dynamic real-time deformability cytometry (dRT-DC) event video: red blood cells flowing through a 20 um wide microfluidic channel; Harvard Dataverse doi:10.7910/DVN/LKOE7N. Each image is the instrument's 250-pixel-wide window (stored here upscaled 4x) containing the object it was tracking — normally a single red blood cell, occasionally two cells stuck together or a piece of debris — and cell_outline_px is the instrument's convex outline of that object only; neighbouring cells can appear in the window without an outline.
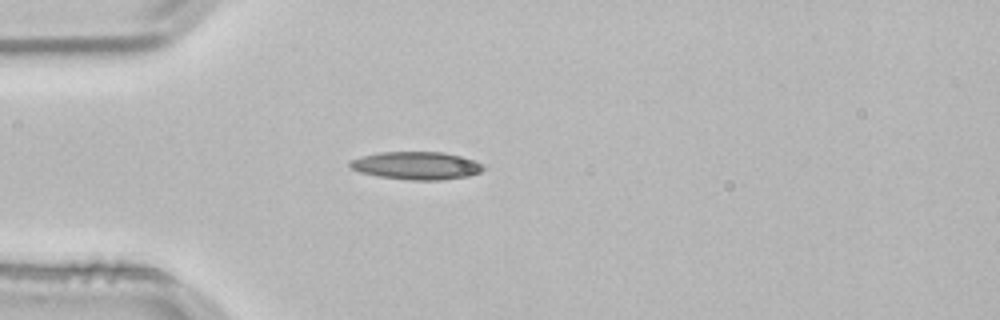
{"species": "common noctule bat (a hibernating species)", "species_latin": "Nyctalus noctula", "temperature_condition": "room temperature", "stored_images_in_passage": 35, "camera_frame_rate_fps": 3000, "um_per_image_px": 0.085, "animal": {"sex": "male", "body_mass_g": 21.5, "forearm_length_mm": 52.0}, "frame": {"image": 1, "passage_image": 1, "time_ms": 0.0, "image_size_px": [1000, 320], "cell_outline_px": [[484, 168], [480, 172], [468, 176], [440, 180], [408, 180], [380, 176], [360, 172], [352, 168], [348, 164], [352, 160], [360, 156], [380, 152], [440, 152], [464, 156], [480, 164]], "centroid_in_image_um": [35.39, 14.07], "position_along_channel_um": 49.6, "area_um2": 21.44}}
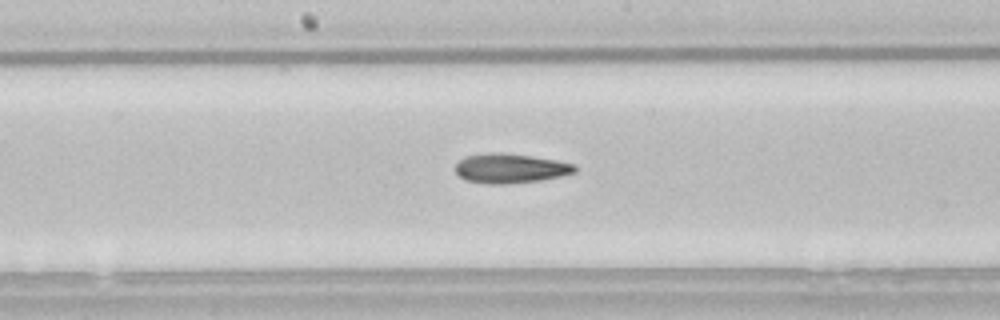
{"frame": {"image": 2, "passage_image": 14, "time_ms": 4.333, "image_size_px": [1000, 320], "cell_outline_px": [[576, 172], [560, 176], [540, 180], [508, 184], [488, 184], [468, 180], [460, 176], [456, 172], [456, 164], [464, 156], [492, 152], [500, 152], [532, 156], [556, 160], [576, 164]], "centroid_in_image_um": [43.39, 14.3], "position_along_channel_um": 204.8, "area_um2": 20.52}}
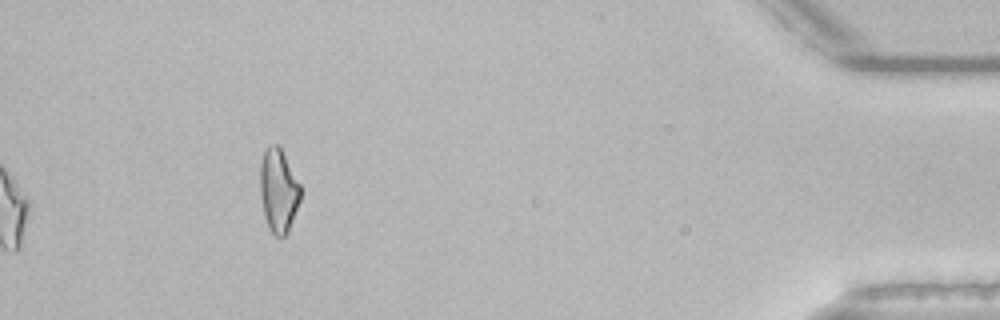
{"frame": {"image": 3, "passage_image": 35, "time_ms": 11.333, "image_size_px": [1000, 320], "cell_outline_px": [[300, 200], [288, 232], [284, 236], [276, 236], [272, 232], [264, 216], [260, 192], [260, 164], [264, 152], [268, 144], [280, 144], [300, 184]], "centroid_in_image_um": [23.67, 16.14], "position_along_channel_um": 411.5, "area_um2": 19.71}, "authors_computed_cell_mechanics": {"area_um2": 19.9988, "velocity_mm_per_s": 3.8409, "shape_relaxation_time_tau1_ms": null, "shape_relaxation_time_tau2_ms": 3.9635, "deformation_change_tau1": null, "deformation_change_tau2": 0.1479}}